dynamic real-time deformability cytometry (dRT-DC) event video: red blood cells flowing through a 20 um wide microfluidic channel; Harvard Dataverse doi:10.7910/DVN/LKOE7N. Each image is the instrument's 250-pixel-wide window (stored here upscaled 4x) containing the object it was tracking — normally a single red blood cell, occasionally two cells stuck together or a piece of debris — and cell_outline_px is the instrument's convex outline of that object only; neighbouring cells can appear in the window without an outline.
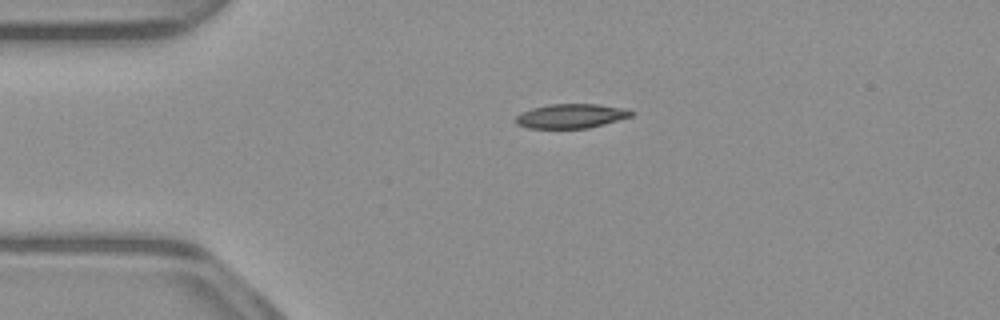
{"species": "common noctule bat (a hibernating species)", "species_latin": "Nyctalus noctula", "temperature_condition": "warm", "stored_images_in_passage": 42, "camera_frame_rate_fps": 3000, "um_per_image_px": 0.085, "animal": {"sex": "male", "body_mass_g": 23.1, "forearm_length_mm": 52.7}, "frame": {"image": 1, "passage_image": 1, "time_ms": 0.0, "image_size_px": [1000, 320], "cell_outline_px": [[636, 112], [632, 116], [604, 124], [588, 128], [528, 128], [516, 124], [516, 116], [520, 112], [532, 108], [548, 104], [596, 104], [628, 108]], "centroid_in_image_um": [48.56, 9.85], "position_along_channel_um": 36.4, "area_um2": 16.53}}
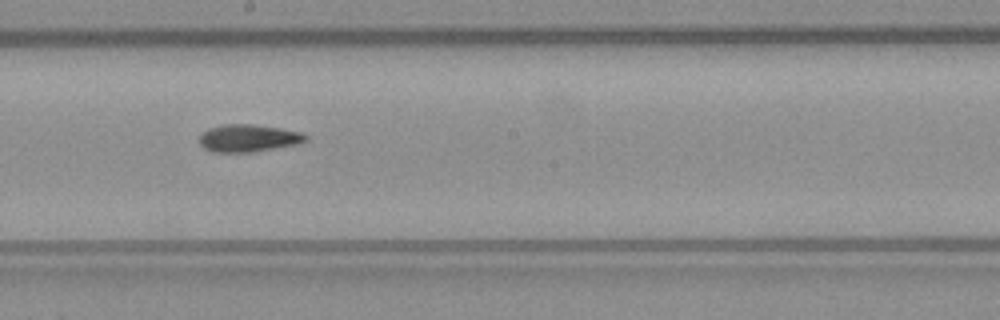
{"frame": {"image": 2, "passage_image": 18, "time_ms": 5.667, "image_size_px": [1000, 320], "cell_outline_px": [[308, 140], [296, 144], [252, 152], [212, 152], [204, 148], [200, 144], [200, 132], [208, 128], [224, 124], [252, 124], [280, 128], [300, 132], [308, 136]], "centroid_in_image_um": [21.07, 11.73], "position_along_channel_um": 227.1, "area_um2": 16.99}}
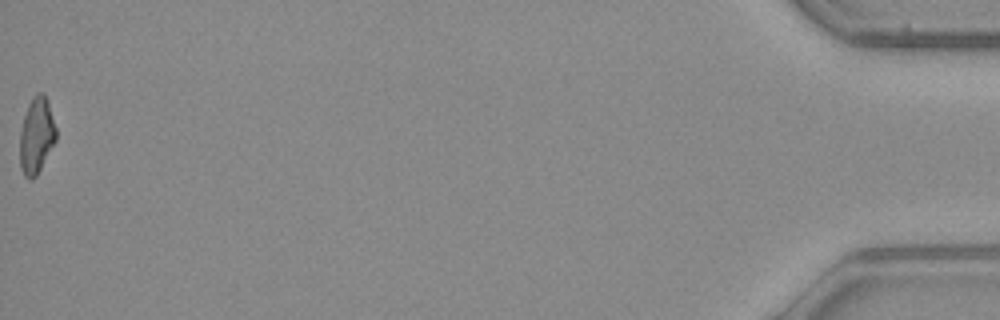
{"frame": {"image": 3, "passage_image": 42, "time_ms": 13.667, "image_size_px": [1000, 320], "cell_outline_px": [[56, 140], [36, 176], [32, 180], [28, 180], [24, 176], [20, 168], [20, 132], [24, 116], [28, 104], [32, 96], [36, 92], [44, 92], [48, 100], [56, 128]], "centroid_in_image_um": [3.1, 11.5], "position_along_channel_um": 432.1, "area_um2": 16.24}, "authors_computed_cell_mechanics": {"area_um2": 16.5597, "velocity_mm_per_s": 3.9357, "shape_relaxation_time_tau1_ms": 4.753, "shape_relaxation_time_tau2_ms": 6.548, "deformation_change_tau1": 0.1905, "deformation_change_tau2": 0.176}}